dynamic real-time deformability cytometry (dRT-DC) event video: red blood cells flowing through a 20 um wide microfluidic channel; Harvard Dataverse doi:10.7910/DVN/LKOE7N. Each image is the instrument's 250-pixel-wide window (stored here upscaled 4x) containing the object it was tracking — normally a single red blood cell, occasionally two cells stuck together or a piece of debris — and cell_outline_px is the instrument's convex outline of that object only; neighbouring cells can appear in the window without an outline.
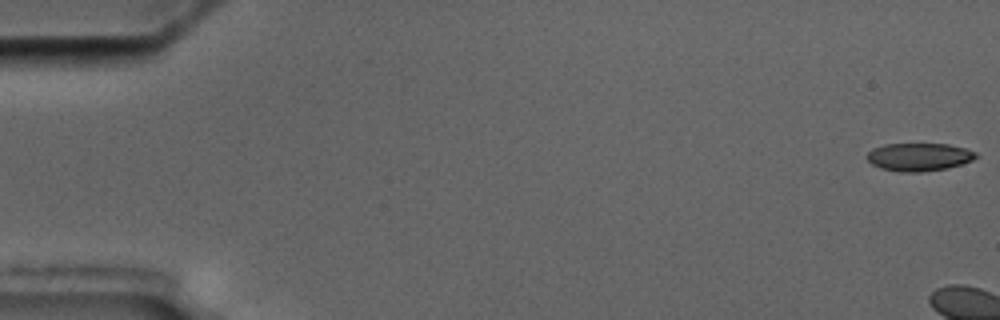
{"species": "common noctule bat (a hibernating species)", "species_latin": "Nyctalus noctula", "temperature_condition": "cold", "stored_images_in_passage": 6, "camera_frame_rate_fps": 3000, "um_per_image_px": 0.085, "animal": {"sex": "male", "body_mass_g": 17.5, "forearm_length_mm": 52.3}, "frame": {"image": 1, "passage_image": 1, "time_ms": 0.0, "image_size_px": [1000, 320], "cell_outline_px": [[980, 156], [972, 160], [948, 168], [920, 172], [896, 172], [880, 168], [872, 164], [864, 156], [872, 148], [884, 144], [948, 144], [964, 148], [976, 152]], "centroid_in_image_um": [78.08, 13.34], "position_along_channel_um": 6.9, "area_um2": 17.92}}